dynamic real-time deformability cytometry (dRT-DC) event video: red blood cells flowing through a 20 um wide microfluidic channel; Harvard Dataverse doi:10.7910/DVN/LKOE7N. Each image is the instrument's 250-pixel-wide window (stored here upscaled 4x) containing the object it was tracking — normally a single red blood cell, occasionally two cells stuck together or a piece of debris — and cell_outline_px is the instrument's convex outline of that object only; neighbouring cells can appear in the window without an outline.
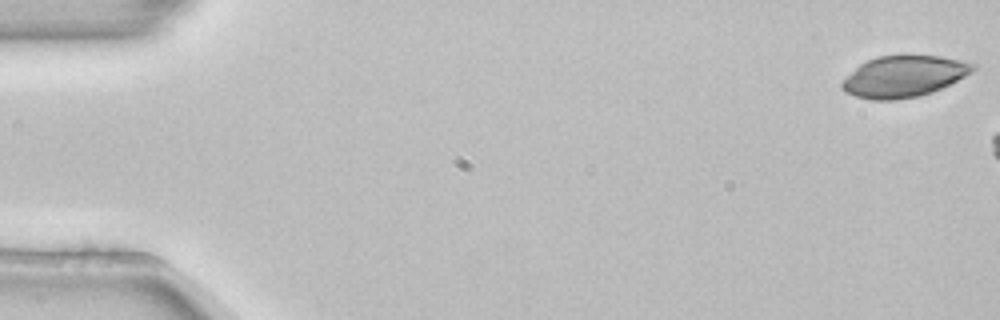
{"species": "common noctule bat (a hibernating species)", "species_latin": "Nyctalus noctula", "temperature_condition": "room temperature", "stored_images_in_passage": 3, "camera_frame_rate_fps": 3000, "um_per_image_px": 0.085, "animal": {"sex": "female", "body_mass_g": 22.7, "forearm_length_mm": 54.2}, "frame": {"image": 1, "passage_image": 1, "time_ms": 0.0, "image_size_px": [1000, 320], "cell_outline_px": [[976, 68], [972, 72], [932, 92], [920, 96], [896, 100], [868, 100], [844, 92], [840, 88], [840, 80], [860, 64], [876, 56], [940, 56], [976, 64]], "centroid_in_image_um": [76.75, 6.51], "position_along_channel_um": 8.2, "area_um2": 31.5}}